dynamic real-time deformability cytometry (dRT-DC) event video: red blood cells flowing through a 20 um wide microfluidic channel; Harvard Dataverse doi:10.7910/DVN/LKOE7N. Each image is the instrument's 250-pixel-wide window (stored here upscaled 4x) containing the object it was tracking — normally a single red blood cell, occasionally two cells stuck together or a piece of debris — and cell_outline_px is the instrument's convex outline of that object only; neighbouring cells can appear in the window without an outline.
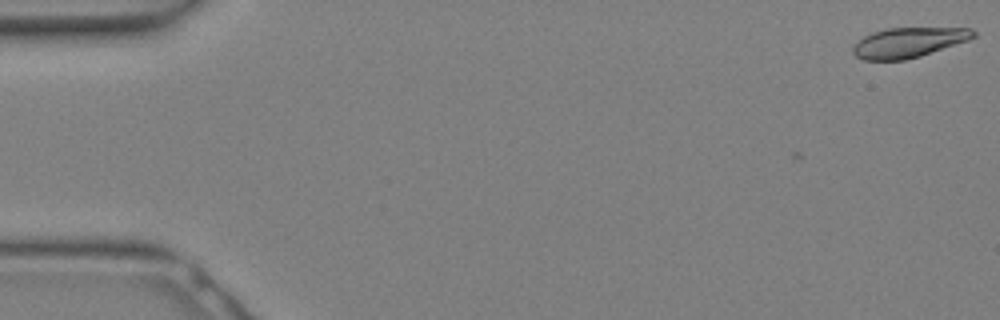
{"species": "Egyptian fruit bat (a non-hibernating species)", "species_latin": "Rousettus aegyptiacus", "temperature_condition": "warm", "stored_images_in_passage": 2, "camera_frame_rate_fps": 3000, "um_per_image_px": 0.085, "animal": {"sex": "female"}, "frame": {"image": 1, "passage_image": 2, "time_ms": 0.333, "image_size_px": [1000, 320], "cell_outline_px": [[976, 36], [968, 40], [920, 56], [904, 60], [864, 60], [856, 56], [852, 52], [852, 48], [864, 36], [872, 32], [884, 28], [972, 28], [976, 32]], "centroid_in_image_um": [77.22, 3.6], "position_along_channel_um": 7.8, "area_um2": 20.92}}